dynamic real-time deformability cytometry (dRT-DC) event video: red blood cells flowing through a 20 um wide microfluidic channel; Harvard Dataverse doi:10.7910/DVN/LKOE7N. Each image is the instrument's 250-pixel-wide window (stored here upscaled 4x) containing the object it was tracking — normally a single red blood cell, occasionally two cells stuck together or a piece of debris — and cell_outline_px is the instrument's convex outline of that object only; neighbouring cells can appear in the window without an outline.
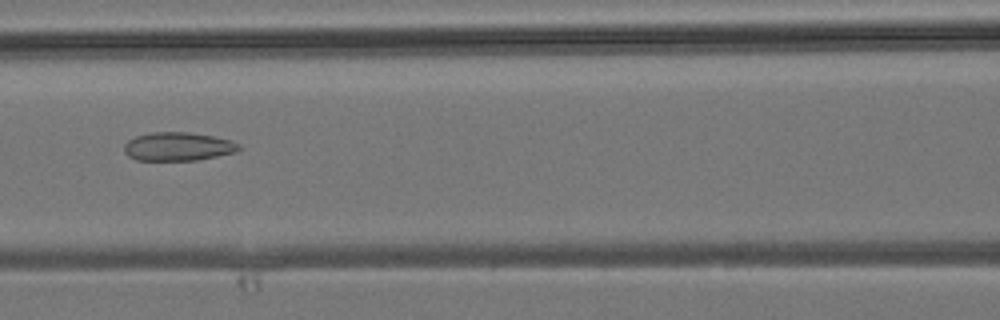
{"species": "common noctule bat (a hibernating species)", "species_latin": "Nyctalus noctula", "temperature_condition": "room temperature", "stored_images_in_passage": 5, "camera_frame_rate_fps": 3000, "um_per_image_px": 0.085, "animal": {"sex": "male", "body_mass_g": 19.2, "forearm_length_mm": 51.8}, "frame": {"image": 1, "passage_image": 4, "time_ms": 4.333, "image_size_px": [1000, 320], "cell_outline_px": [[240, 148], [236, 152], [196, 160], [136, 160], [128, 156], [124, 152], [124, 144], [128, 140], [136, 136], [152, 132], [188, 132], [216, 136], [232, 140], [240, 144]], "centroid_in_image_um": [15.14, 12.45], "position_along_channel_um": 151.5, "area_um2": 19.19}}
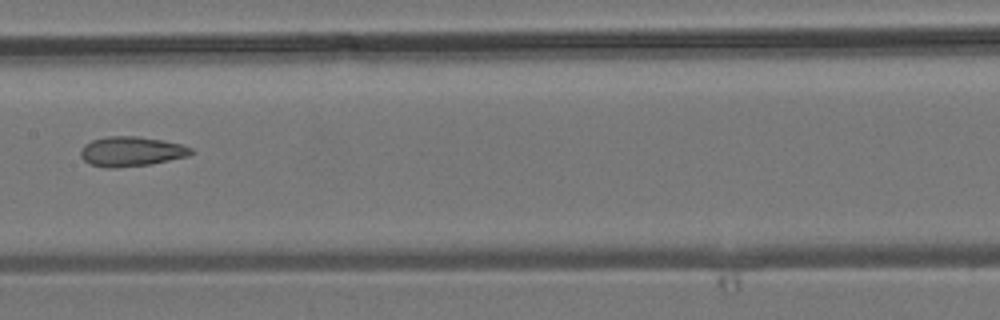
{"frame": {"image": 2, "passage_image": 5, "time_ms": 5.333, "image_size_px": [1000, 320], "cell_outline_px": [[196, 152], [188, 156], [152, 164], [116, 168], [104, 168], [88, 164], [80, 156], [80, 152], [84, 144], [92, 140], [108, 136], [140, 136], [164, 140], [180, 144], [192, 148]], "centroid_in_image_um": [11.16, 12.88], "position_along_channel_um": 196.2, "area_um2": 19.48}}